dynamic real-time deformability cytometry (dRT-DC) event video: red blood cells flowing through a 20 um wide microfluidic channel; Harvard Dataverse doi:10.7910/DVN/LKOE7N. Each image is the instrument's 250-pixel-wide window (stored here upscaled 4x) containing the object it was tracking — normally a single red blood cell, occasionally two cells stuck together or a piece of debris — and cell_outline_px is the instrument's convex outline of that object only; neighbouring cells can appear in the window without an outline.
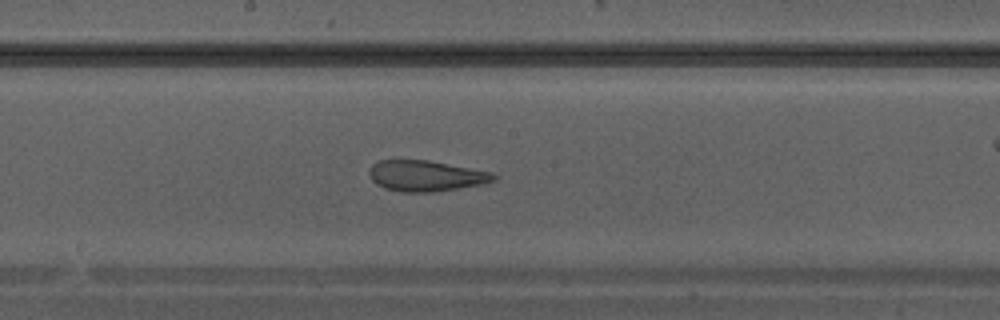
{"species": "Egyptian fruit bat (a non-hibernating species)", "species_latin": "Rousettus aegyptiacus", "temperature_condition": "warm", "stored_images_in_passage": 30, "camera_frame_rate_fps": 3000, "um_per_image_px": 0.085, "animal": {"sex": "male"}, "frame": {"image": 1, "passage_image": 13, "time_ms": 4.0, "image_size_px": [1000, 320], "cell_outline_px": [[500, 176], [496, 180], [480, 184], [436, 192], [400, 192], [384, 188], [376, 184], [372, 180], [368, 172], [372, 164], [380, 160], [428, 160], [492, 172]], "centroid_in_image_um": [36.2, 14.95], "position_along_channel_um": 212.0, "area_um2": 22.43}}